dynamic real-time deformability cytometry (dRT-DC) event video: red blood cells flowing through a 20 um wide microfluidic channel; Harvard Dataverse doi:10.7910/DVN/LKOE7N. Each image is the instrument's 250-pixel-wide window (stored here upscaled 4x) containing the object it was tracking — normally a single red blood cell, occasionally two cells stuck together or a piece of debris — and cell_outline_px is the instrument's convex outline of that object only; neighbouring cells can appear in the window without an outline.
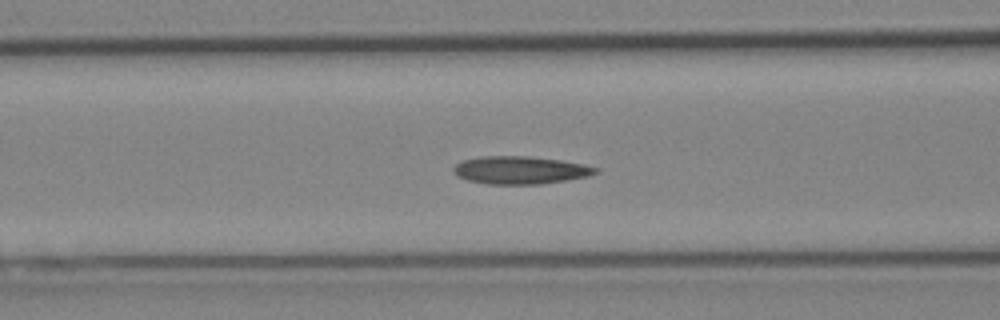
{"species": "Egyptian fruit bat (a non-hibernating species)", "species_latin": "Rousettus aegyptiacus", "temperature_condition": "cold", "stored_images_in_passage": 36, "camera_frame_rate_fps": 3000, "um_per_image_px": 0.085, "animal": {"sex": "female"}, "frame": {"image": 1, "passage_image": 15, "time_ms": 4.667, "image_size_px": [1000, 320], "cell_outline_px": [[600, 172], [588, 176], [540, 184], [488, 184], [468, 180], [456, 176], [452, 172], [452, 168], [456, 164], [464, 160], [480, 156], [528, 156], [560, 160], [584, 164], [600, 168]], "centroid_in_image_um": [44.22, 14.46], "position_along_channel_um": 122.4, "area_um2": 23.06}}
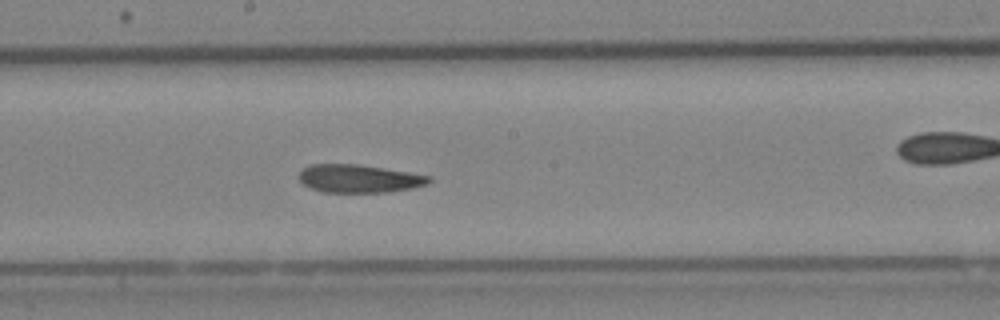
{"frame": {"image": 2, "passage_image": 22, "time_ms": 7.0, "image_size_px": [1000, 320], "cell_outline_px": [[432, 180], [428, 184], [412, 188], [388, 192], [320, 192], [304, 184], [300, 180], [300, 172], [304, 168], [312, 164], [356, 164], [408, 172], [432, 176]], "centroid_in_image_um": [30.55, 15.18], "position_along_channel_um": 217.7, "area_um2": 21.1}}
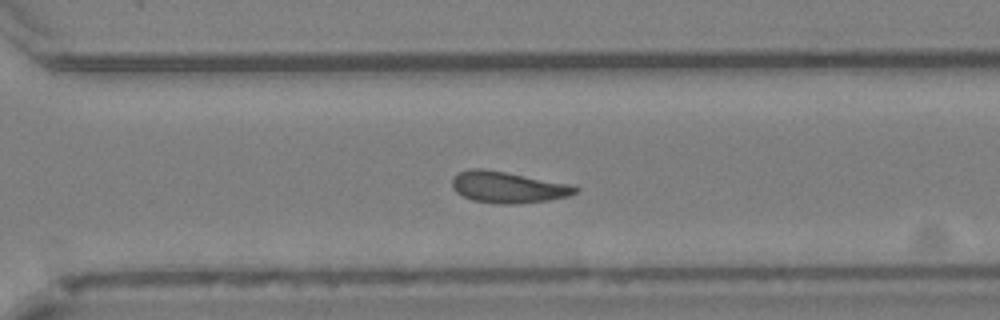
{"frame": {"image": 3, "passage_image": 30, "time_ms": 9.667, "image_size_px": [1000, 320], "cell_outline_px": [[580, 188], [576, 192], [568, 196], [548, 200], [516, 204], [496, 204], [472, 200], [460, 196], [452, 188], [452, 176], [460, 172], [472, 168], [480, 168], [504, 172], [568, 184]], "centroid_in_image_um": [43.1, 15.93], "position_along_channel_um": 327.5, "area_um2": 22.37}, "authors_computed_cell_mechanics": {"area_um2": 22.0796, "velocity_mm_per_s": 4.0988, "shape_relaxation_time_tau1_ms": 5.3545, "shape_relaxation_time_tau2_ms": 2.6629, "deformation_change_tau1": 0.1397, "deformation_change_tau2": 0.0969}}